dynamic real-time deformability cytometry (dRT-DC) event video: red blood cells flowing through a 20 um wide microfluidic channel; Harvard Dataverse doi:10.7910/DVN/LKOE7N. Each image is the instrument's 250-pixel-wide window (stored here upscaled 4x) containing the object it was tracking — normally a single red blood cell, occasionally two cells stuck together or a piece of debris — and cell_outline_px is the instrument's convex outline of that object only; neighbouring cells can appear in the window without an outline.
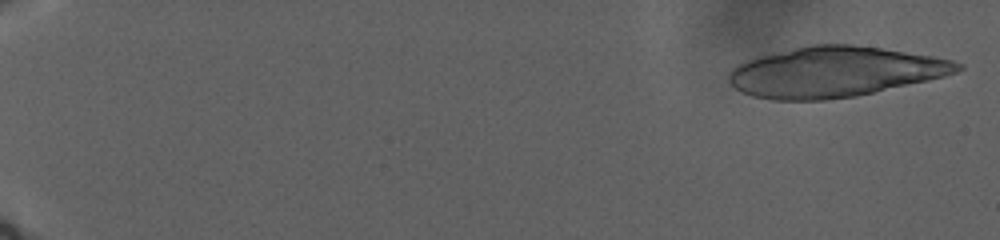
{"species": "human", "species_latin": "Homo sapiens", "temperature_condition": "warm", "stored_images_in_passage": 37, "camera_frame_rate_fps": 3000, "um_per_image_px": 0.085, "donor": {"sex": "male"}, "frame": {"image": 1, "passage_image": 3, "time_ms": 0.667, "image_size_px": [1000, 240], "cell_outline_px": [[964, 68], [956, 72], [944, 76], [856, 96], [828, 100], [772, 100], [752, 96], [740, 92], [728, 80], [728, 72], [736, 64], [744, 60], [756, 56], [772, 52], [808, 44], [852, 44], [880, 48], [932, 56], [952, 60], [964, 64]], "centroid_in_image_um": [70.87, 6.1], "position_along_channel_um": 14.1, "area_um2": 67.34}}
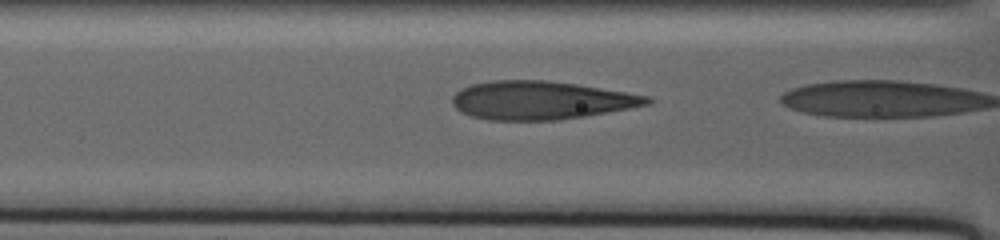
{"frame": {"image": 2, "passage_image": 36, "time_ms": 17.333, "image_size_px": [1000, 240], "cell_outline_px": [[656, 100], [652, 104], [584, 116], [560, 120], [488, 120], [472, 116], [460, 112], [452, 104], [452, 96], [460, 88], [472, 84], [492, 80], [548, 80], [576, 84], [648, 96]], "centroid_in_image_um": [45.95, 8.52], "position_along_channel_um": 120.7, "area_um2": 43.58}}